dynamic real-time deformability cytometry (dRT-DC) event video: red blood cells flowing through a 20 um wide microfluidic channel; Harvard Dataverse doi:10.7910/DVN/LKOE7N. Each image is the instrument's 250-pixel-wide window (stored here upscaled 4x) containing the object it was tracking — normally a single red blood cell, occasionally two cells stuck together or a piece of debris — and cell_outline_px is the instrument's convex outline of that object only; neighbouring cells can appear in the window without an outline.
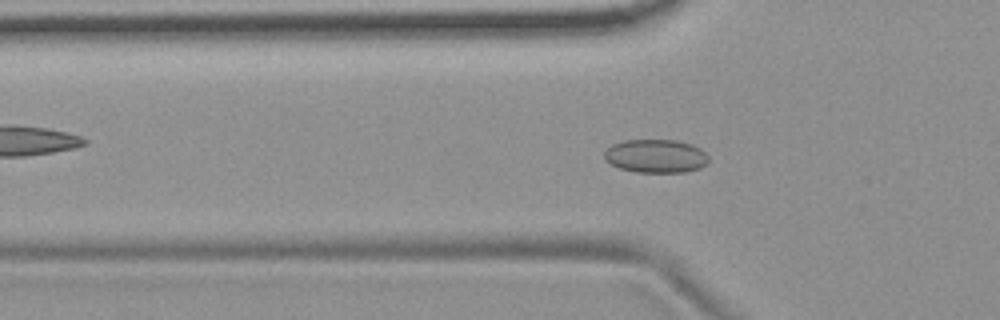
{"species": "common noctule bat (a hibernating species)", "species_latin": "Nyctalus noctula", "temperature_condition": "room temperature", "stored_images_in_passage": 42, "camera_frame_rate_fps": 3000, "um_per_image_px": 0.085, "animal": {"sex": "female", "body_mass_g": 19.9}, "frame": {"image": 1, "passage_image": 5, "time_ms": 1.333, "image_size_px": [1000, 320], "cell_outline_px": [[708, 164], [700, 168], [684, 172], [636, 172], [620, 168], [604, 160], [604, 152], [612, 144], [624, 140], [676, 140], [692, 144], [700, 148], [708, 156]], "centroid_in_image_um": [55.75, 13.26], "position_along_channel_um": 70.0, "area_um2": 20.4}}
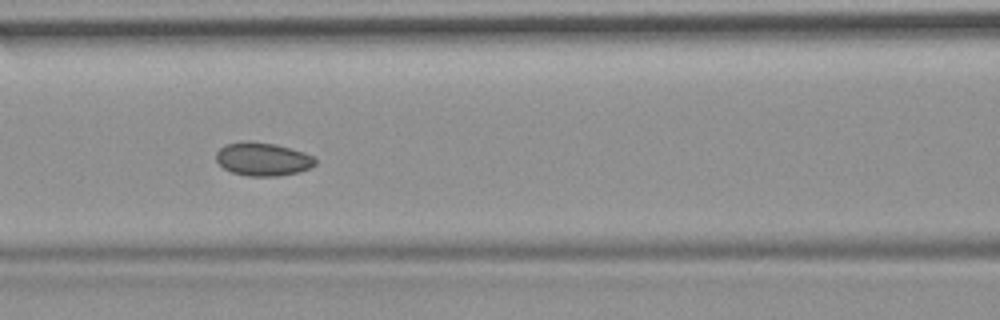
{"frame": {"image": 2, "passage_image": 11, "time_ms": 3.333, "image_size_px": [1000, 320], "cell_outline_px": [[316, 164], [312, 168], [300, 172], [276, 176], [248, 176], [232, 172], [224, 168], [216, 160], [216, 152], [224, 144], [244, 140], [248, 140], [276, 144], [304, 152], [312, 156], [316, 160]], "centroid_in_image_um": [22.34, 13.51], "position_along_channel_um": 144.3, "area_um2": 19.48}}
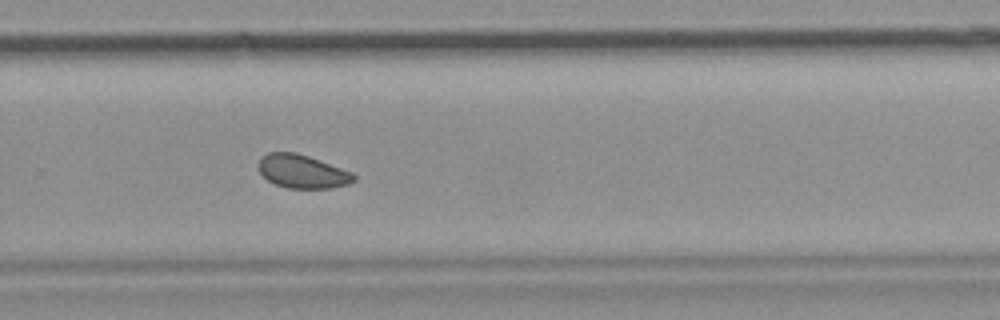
{"frame": {"image": 3, "passage_image": 24, "time_ms": 7.667, "image_size_px": [1000, 320], "cell_outline_px": [[356, 180], [348, 184], [332, 188], [288, 188], [276, 184], [268, 180], [260, 172], [256, 164], [268, 152], [296, 152], [308, 156], [352, 172], [356, 176]], "centroid_in_image_um": [25.7, 14.58], "position_along_channel_um": 304.1, "area_um2": 18.5}, "authors_computed_cell_mechanics": {"area_um2": 19.2185, "velocity_mm_per_s": 3.6966, "shape_relaxation_time_tau1_ms": null, "shape_relaxation_time_tau2_ms": 2.3231, "deformation_change_tau1": null, "deformation_change_tau2": 0.0495}}